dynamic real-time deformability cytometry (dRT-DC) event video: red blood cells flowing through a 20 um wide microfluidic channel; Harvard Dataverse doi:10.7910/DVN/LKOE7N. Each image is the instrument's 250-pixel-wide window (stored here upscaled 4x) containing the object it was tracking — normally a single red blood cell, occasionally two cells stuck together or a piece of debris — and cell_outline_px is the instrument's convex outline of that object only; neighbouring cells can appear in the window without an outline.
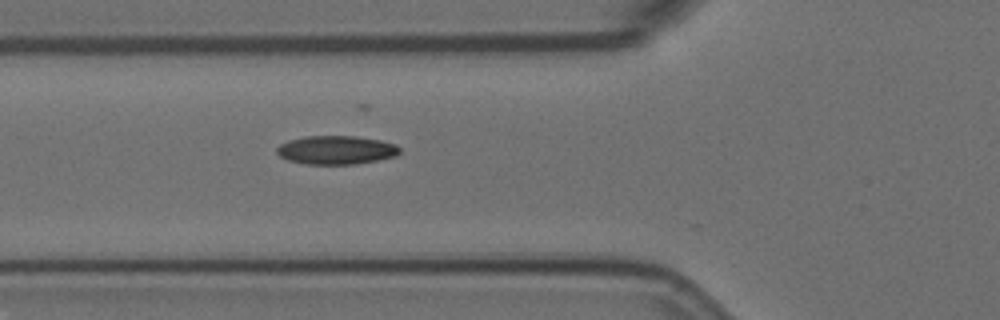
{"species": "Egyptian fruit bat (a non-hibernating species)", "species_latin": "Rousettus aegyptiacus", "temperature_condition": "room temperature", "stored_images_in_passage": 4, "camera_frame_rate_fps": 3000, "um_per_image_px": 0.085, "animal": {"sex": "female"}, "frame": {"image": 1, "passage_image": 4, "time_ms": 1.0, "image_size_px": [1000, 320], "cell_outline_px": [[400, 152], [396, 156], [356, 164], [304, 164], [288, 160], [280, 156], [276, 152], [276, 148], [280, 144], [288, 140], [304, 136], [356, 136], [380, 140], [396, 144], [400, 148]], "centroid_in_image_um": [28.56, 12.75], "position_along_channel_um": 97.2, "area_um2": 20.58}}